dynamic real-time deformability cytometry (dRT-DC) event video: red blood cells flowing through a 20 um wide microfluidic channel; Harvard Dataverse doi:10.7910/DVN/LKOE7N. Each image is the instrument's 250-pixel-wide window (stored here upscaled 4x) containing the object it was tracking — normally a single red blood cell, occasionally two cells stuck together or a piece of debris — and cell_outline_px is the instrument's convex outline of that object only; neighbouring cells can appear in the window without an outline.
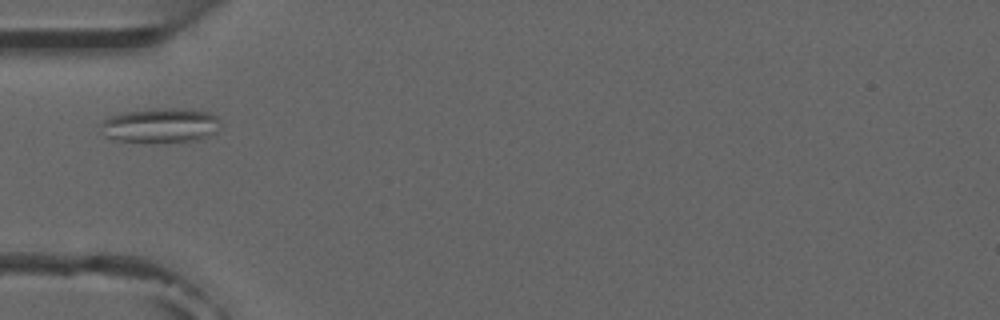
{"species": "common noctule bat (a hibernating species)", "species_latin": "Nyctalus noctula", "temperature_condition": "room temperature", "stored_images_in_passage": 1, "camera_frame_rate_fps": 3000, "um_per_image_px": 0.085, "animal": {"sex": "male", "forearm_length_mm": 52.5}, "frame": {"image": 1, "passage_image": 1, "time_ms": 0.0, "image_size_px": [1000, 320], "cell_outline_px": [[220, 128], [216, 132], [196, 140], [120, 140], [104, 136], [100, 128], [100, 124], [104, 120], [112, 116], [124, 112], [156, 108], [176, 108], [208, 112], [216, 116], [220, 120]], "centroid_in_image_um": [13.66, 10.62], "position_along_channel_um": 71.3, "area_um2": 23.35}}